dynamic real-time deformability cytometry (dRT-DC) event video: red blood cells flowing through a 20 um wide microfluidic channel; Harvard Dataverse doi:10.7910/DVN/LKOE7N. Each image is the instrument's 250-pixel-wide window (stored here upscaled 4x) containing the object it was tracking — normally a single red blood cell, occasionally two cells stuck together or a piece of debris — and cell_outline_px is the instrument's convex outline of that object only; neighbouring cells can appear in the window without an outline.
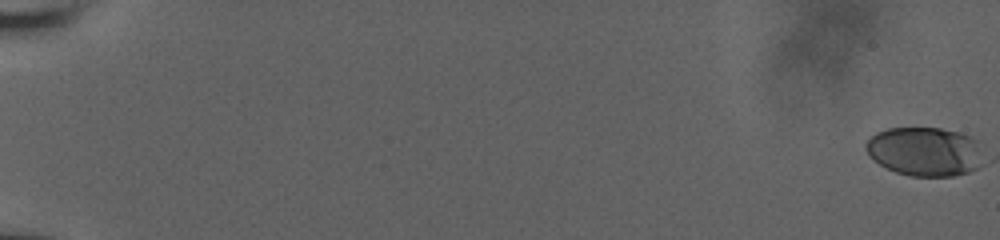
{"species": "human", "species_latin": "Homo sapiens", "temperature_condition": "room temperature", "stored_images_in_passage": 59, "camera_frame_rate_fps": 3000, "um_per_image_px": 0.085, "donor": {"sex": "male"}, "frame": {"image": 1, "passage_image": 1, "time_ms": 0.0, "image_size_px": [1000, 240], "cell_outline_px": [[976, 168], [968, 172], [952, 176], [912, 176], [896, 172], [872, 160], [868, 156], [864, 148], [864, 144], [876, 132], [888, 128], [940, 128], [972, 136], [976, 140]], "centroid_in_image_um": [78.47, 12.87], "position_along_channel_um": 6.5, "area_um2": 32.83}}
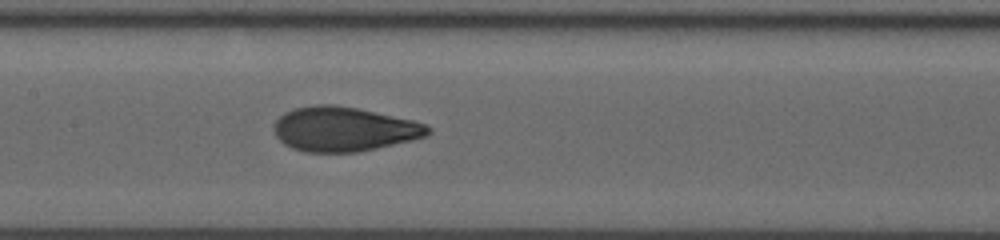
{"frame": {"image": 2, "passage_image": 33, "time_ms": 10.667, "image_size_px": [1000, 240], "cell_outline_px": [[432, 132], [428, 136], [412, 140], [360, 152], [304, 152], [292, 148], [284, 144], [276, 136], [272, 128], [276, 120], [284, 112], [292, 108], [316, 104], [336, 104], [356, 108], [412, 120], [424, 124], [432, 128]], "centroid_in_image_um": [29.21, 10.97], "position_along_channel_um": 178.2, "area_um2": 40.17}}
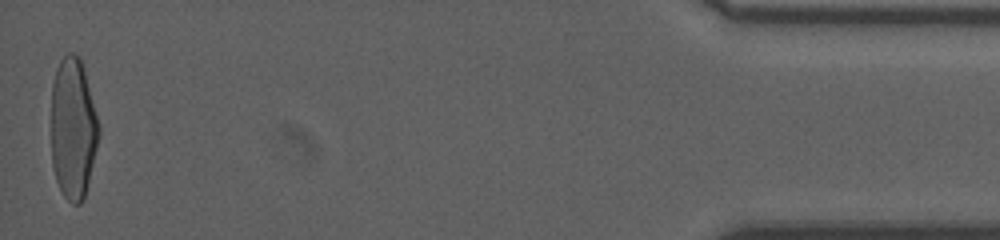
{"frame": {"image": 3, "passage_image": 59, "time_ms": 19.333, "image_size_px": [1000, 240], "cell_outline_px": [[100, 136], [84, 200], [80, 204], [72, 204], [64, 196], [56, 180], [52, 164], [52, 84], [56, 68], [60, 60], [68, 52], [76, 52], [80, 56], [100, 124]], "centroid_in_image_um": [6.23, 10.91], "position_along_channel_um": 429.0, "area_um2": 39.59}, "authors_computed_cell_mechanics": {"area_um2": 38.8994, "velocity_mm_per_s": 3.8357, "shape_relaxation_time_tau1_ms": 6.6378, "shape_relaxation_time_tau2_ms": 0.8449, "deformation_change_tau1": 0.2326, "deformation_change_tau2": 0.0642}}